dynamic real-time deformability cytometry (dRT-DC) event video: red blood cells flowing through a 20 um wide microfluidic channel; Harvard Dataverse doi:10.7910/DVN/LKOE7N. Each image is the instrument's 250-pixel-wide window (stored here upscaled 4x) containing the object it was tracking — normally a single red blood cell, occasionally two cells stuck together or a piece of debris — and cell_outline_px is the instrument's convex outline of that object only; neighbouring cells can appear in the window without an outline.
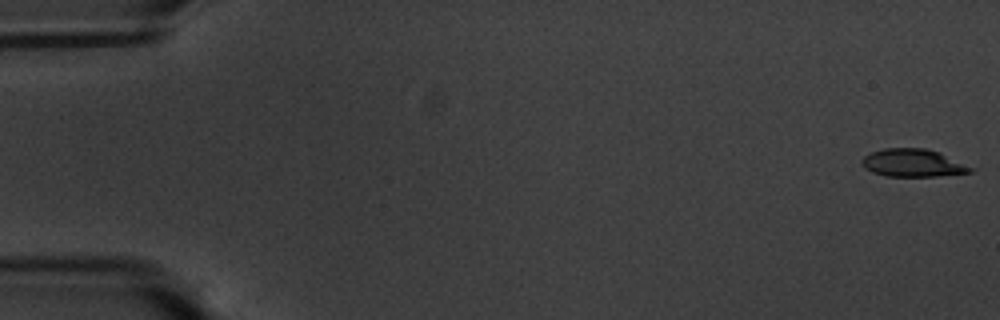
{"species": "common noctule bat (a hibernating species)", "species_latin": "Nyctalus noctula", "temperature_condition": "warm", "stored_images_in_passage": 11, "camera_frame_rate_fps": 3000, "um_per_image_px": 0.085, "animal": {"sex": "male", "body_mass_g": 20.1, "forearm_length_mm": 53.5}, "frame": {"image": 1, "passage_image": 1, "time_ms": 0.0, "image_size_px": [1000, 320], "cell_outline_px": [[976, 168], [972, 172], [936, 176], [884, 176], [872, 172], [864, 168], [860, 164], [860, 160], [864, 156], [872, 152], [884, 148], [924, 148], [940, 152]], "centroid_in_image_um": [77.6, 13.85], "position_along_channel_um": 7.4, "area_um2": 17.8}}